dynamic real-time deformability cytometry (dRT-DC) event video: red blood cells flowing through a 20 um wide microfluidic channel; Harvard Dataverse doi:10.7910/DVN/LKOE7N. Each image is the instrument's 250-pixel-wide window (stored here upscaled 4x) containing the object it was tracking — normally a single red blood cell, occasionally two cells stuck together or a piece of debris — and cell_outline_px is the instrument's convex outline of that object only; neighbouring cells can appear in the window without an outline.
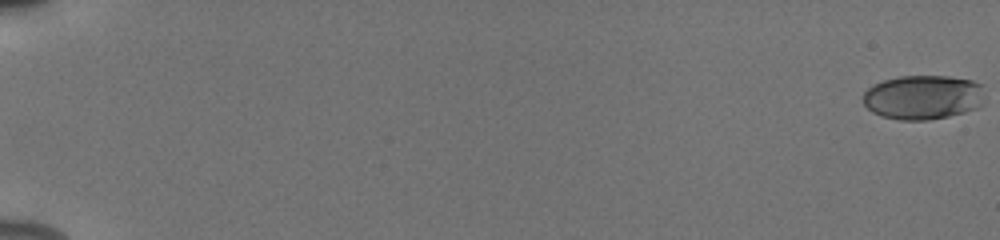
{"species": "human", "species_latin": "Homo sapiens", "temperature_condition": "cold", "stored_images_in_passage": 56, "camera_frame_rate_fps": 3000, "um_per_image_px": 0.085, "donor": {"sex": "male"}, "frame": {"image": 1, "passage_image": 1, "time_ms": 0.0, "image_size_px": [1000, 240], "cell_outline_px": [[980, 104], [976, 108], [964, 112], [948, 116], [928, 120], [900, 120], [880, 116], [872, 112], [864, 104], [864, 92], [872, 84], [884, 80], [900, 76], [948, 76], [972, 80], [980, 84]], "centroid_in_image_um": [78.38, 8.26], "position_along_channel_um": 6.6, "area_um2": 31.15}}
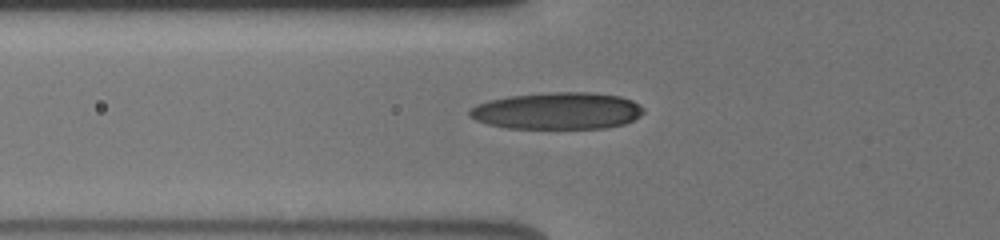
{"frame": {"image": 2, "passage_image": 23, "time_ms": 7.333, "image_size_px": [1000, 240], "cell_outline_px": [[644, 112], [640, 116], [624, 124], [604, 128], [508, 128], [488, 124], [476, 120], [468, 116], [468, 112], [476, 104], [488, 100], [508, 96], [548, 92], [592, 92], [620, 96], [632, 100], [640, 104], [644, 108]], "centroid_in_image_um": [47.38, 9.41], "position_along_channel_um": 78.4, "area_um2": 37.63}}
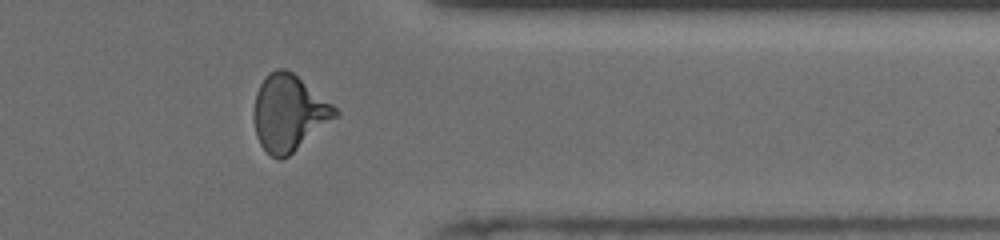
{"frame": {"image": 3, "passage_image": 47, "time_ms": 15.333, "image_size_px": [1000, 240], "cell_outline_px": [[340, 116], [288, 156], [280, 160], [276, 160], [260, 144], [256, 136], [252, 116], [252, 112], [256, 92], [260, 84], [268, 72], [276, 68], [284, 68], [292, 72], [332, 104], [340, 112]], "centroid_in_image_um": [24.54, 9.61], "position_along_channel_um": 386.9, "area_um2": 36.41}, "authors_computed_cell_mechanics": {"area_um2": 34.9401, "velocity_mm_per_s": 3.9192, "shape_relaxation_time_tau1_ms": 4.7423, "shape_relaxation_time_tau2_ms": 1.7073, "deformation_change_tau1": 0.1803, "deformation_change_tau2": 0.0813}}